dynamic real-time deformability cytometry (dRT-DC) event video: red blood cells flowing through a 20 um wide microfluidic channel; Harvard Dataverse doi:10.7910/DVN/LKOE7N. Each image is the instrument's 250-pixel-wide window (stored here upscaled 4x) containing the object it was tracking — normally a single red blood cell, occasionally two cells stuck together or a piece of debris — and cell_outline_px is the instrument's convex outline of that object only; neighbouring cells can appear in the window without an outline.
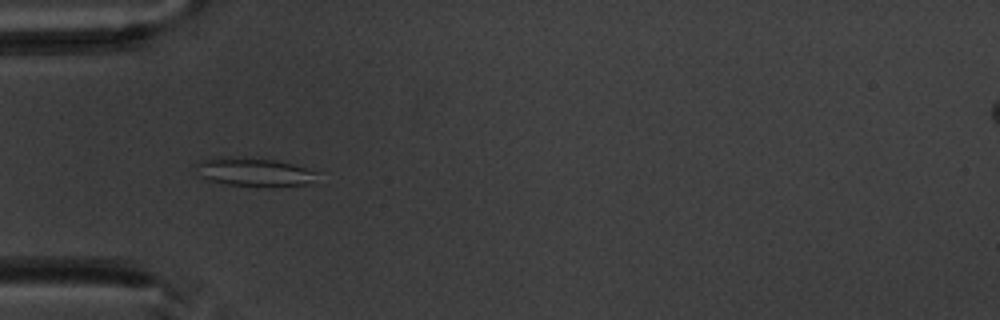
{"species": "common noctule bat (a hibernating species)", "species_latin": "Nyctalus noctula", "temperature_condition": "warm", "stored_images_in_passage": 10, "camera_frame_rate_fps": 3000, "um_per_image_px": 0.085, "animal": {"sex": "male", "body_mass_g": 20.1, "forearm_length_mm": 53.5}, "frame": {"image": 1, "passage_image": 5, "time_ms": 4.667, "image_size_px": [1000, 320], "cell_outline_px": [[320, 172], [304, 184], [228, 184], [208, 180], [200, 176], [196, 164], [200, 160], [220, 156], [236, 156], [276, 160], [292, 164]], "centroid_in_image_um": [21.49, 14.55], "position_along_channel_um": 63.5, "area_um2": 19.19}}
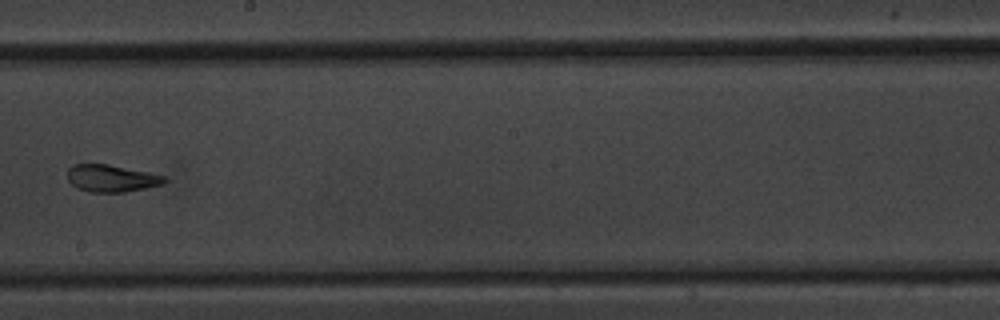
{"frame": {"image": 2, "passage_image": 9, "time_ms": 9.333, "image_size_px": [1000, 320], "cell_outline_px": [[168, 180], [160, 184], [144, 188], [124, 192], [88, 192], [76, 188], [68, 180], [68, 168], [72, 164], [108, 164], [168, 176]], "centroid_in_image_um": [9.46, 15.15], "position_along_channel_um": 238.7, "area_um2": 15.37}}
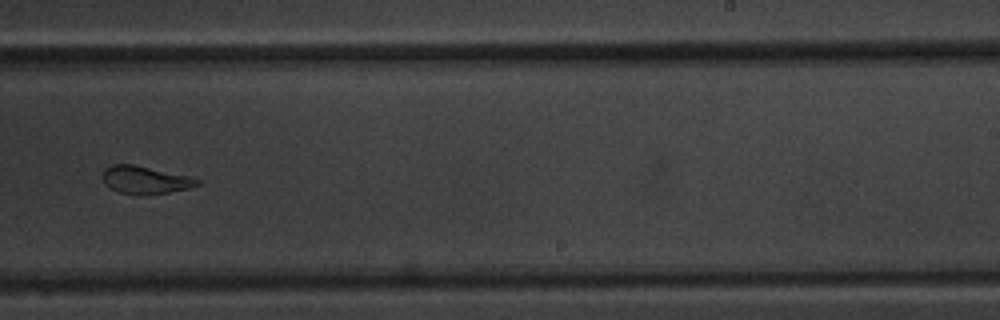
{"frame": {"image": 3, "passage_image": 10, "time_ms": 10.333, "image_size_px": [1000, 320], "cell_outline_px": [[200, 184], [188, 188], [168, 192], [140, 196], [120, 192], [104, 184], [104, 168], [112, 164], [132, 164], [188, 176], [200, 180]], "centroid_in_image_um": [12.33, 15.3], "position_along_channel_um": 276.7, "area_um2": 15.09}}